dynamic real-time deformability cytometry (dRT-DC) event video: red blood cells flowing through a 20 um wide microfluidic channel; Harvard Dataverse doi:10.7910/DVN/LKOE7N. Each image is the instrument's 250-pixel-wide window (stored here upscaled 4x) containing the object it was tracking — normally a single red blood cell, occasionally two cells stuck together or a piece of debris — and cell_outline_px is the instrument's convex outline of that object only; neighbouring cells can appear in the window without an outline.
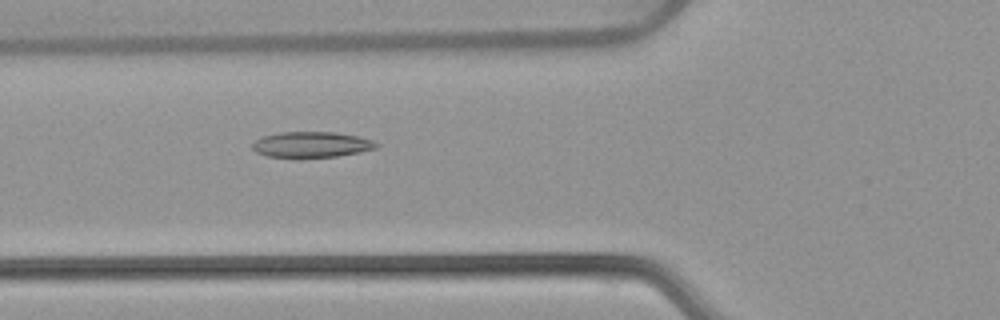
{"species": "common noctule bat (a hibernating species)", "species_latin": "Nyctalus noctula", "temperature_condition": "warm", "stored_images_in_passage": 52, "camera_frame_rate_fps": 3000, "um_per_image_px": 0.085, "animal": {"sex": "female", "body_mass_g": 22.7, "forearm_length_mm": 54.2}, "frame": {"image": 1, "passage_image": 20, "time_ms": 6.333, "image_size_px": [1000, 320], "cell_outline_px": [[380, 144], [376, 148], [360, 152], [336, 156], [300, 160], [296, 160], [268, 156], [256, 152], [252, 148], [252, 144], [256, 140], [264, 136], [280, 132], [336, 132], [360, 136], [372, 140]], "centroid_in_image_um": [26.47, 12.32], "position_along_channel_um": 99.3, "area_um2": 19.25}}
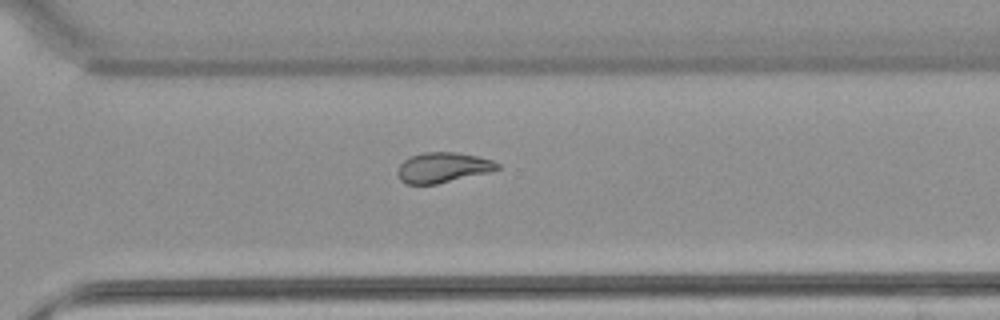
{"frame": {"image": 2, "passage_image": 38, "time_ms": 12.333, "image_size_px": [1000, 320], "cell_outline_px": [[500, 168], [488, 172], [436, 184], [404, 184], [400, 180], [396, 172], [396, 168], [408, 156], [424, 152], [456, 152], [476, 156], [492, 160], [500, 164]], "centroid_in_image_um": [37.58, 14.23], "position_along_channel_um": 333.0, "area_um2": 17.63}}
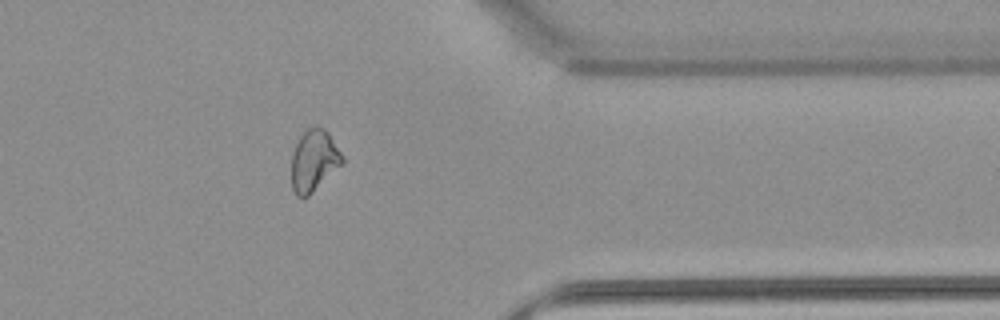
{"frame": {"image": 3, "passage_image": 43, "time_ms": 14.0, "image_size_px": [1000, 320], "cell_outline_px": [[344, 164], [308, 196], [296, 196], [292, 188], [292, 152], [300, 136], [308, 128], [316, 124], [324, 128], [328, 132], [344, 156]], "centroid_in_image_um": [26.71, 13.63], "position_along_channel_um": 384.7, "area_um2": 18.44}}